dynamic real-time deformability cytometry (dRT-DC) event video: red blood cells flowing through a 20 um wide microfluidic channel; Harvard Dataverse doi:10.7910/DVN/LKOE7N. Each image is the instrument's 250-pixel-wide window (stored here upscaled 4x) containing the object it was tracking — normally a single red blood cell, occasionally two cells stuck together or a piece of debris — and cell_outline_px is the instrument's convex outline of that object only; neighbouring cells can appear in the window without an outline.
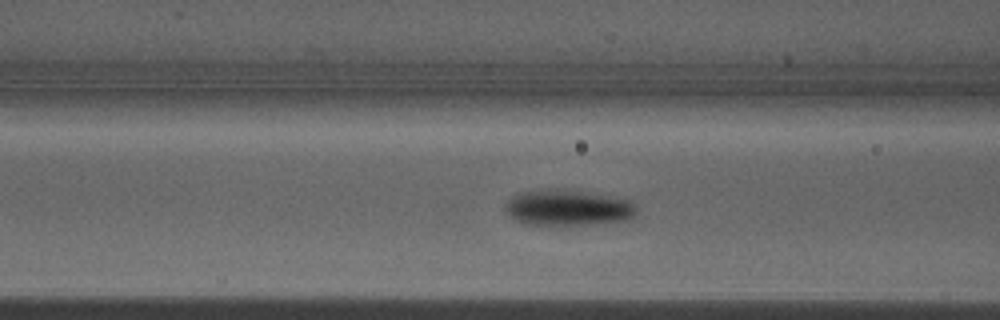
{"species": "Egyptian fruit bat (a non-hibernating species)", "species_latin": "Rousettus aegyptiacus", "temperature_condition": "warm", "stored_images_in_passage": 42, "camera_frame_rate_fps": 3000, "um_per_image_px": 0.085, "animal": {"sex": "male"}, "frame": {"image": 1, "passage_image": 10, "time_ms": 3.0, "image_size_px": [1000, 320], "cell_outline_px": [[636, 212], [628, 220], [560, 228], [524, 224], [516, 220], [504, 208], [504, 204], [512, 196], [520, 192], [540, 188], [556, 188], [608, 196], [632, 200], [636, 208]], "centroid_in_image_um": [48.22, 17.69], "position_along_channel_um": 118.4, "area_um2": 28.38}}
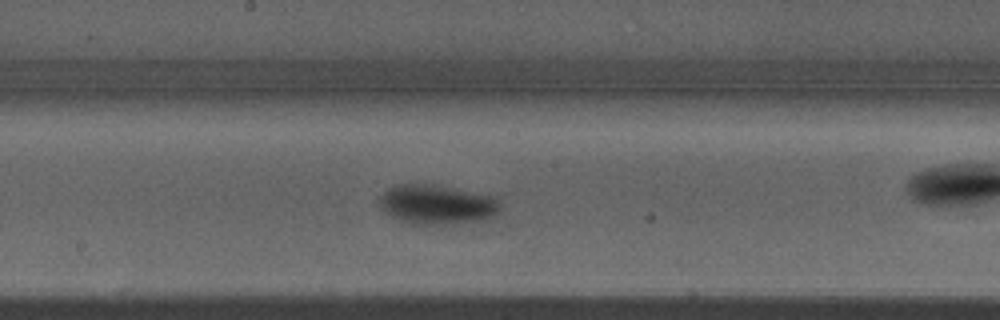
{"frame": {"image": 2, "passage_image": 17, "time_ms": 5.333, "image_size_px": [1000, 320], "cell_outline_px": [[500, 208], [492, 216], [480, 220], [444, 224], [412, 224], [400, 220], [392, 216], [376, 204], [380, 196], [388, 188], [396, 184], [432, 184], [500, 196]], "centroid_in_image_um": [37.14, 17.35], "position_along_channel_um": 211.1, "area_um2": 27.98}}
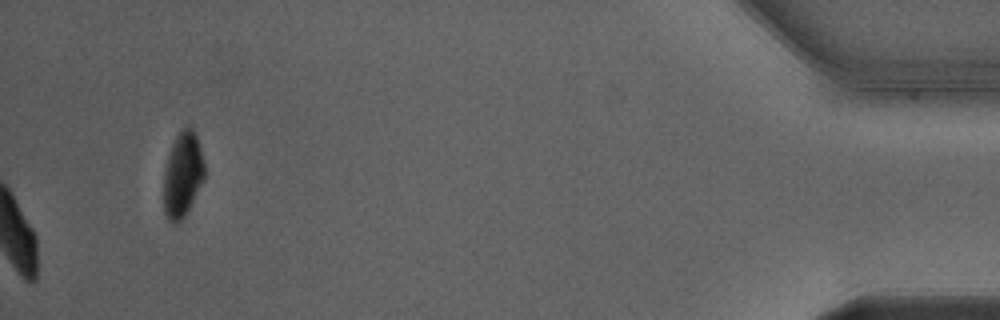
{"frame": {"image": 3, "passage_image": 42, "time_ms": 13.667, "image_size_px": [1000, 320], "cell_outline_px": [[204, 180], [184, 216], [176, 224], [172, 224], [168, 220], [164, 212], [164, 172], [168, 156], [172, 144], [180, 128], [188, 124], [192, 128], [196, 136], [204, 164]], "centroid_in_image_um": [15.51, 14.83], "position_along_channel_um": 419.7, "area_um2": 20.11}, "authors_computed_cell_mechanics": {"area_um2": 26.1545, "velocity_mm_per_s": 3.9719, "shape_relaxation_time_tau1_ms": 2.2308, "shape_relaxation_time_tau2_ms": null, "deformation_change_tau1": 0.1648, "deformation_change_tau2": null}}